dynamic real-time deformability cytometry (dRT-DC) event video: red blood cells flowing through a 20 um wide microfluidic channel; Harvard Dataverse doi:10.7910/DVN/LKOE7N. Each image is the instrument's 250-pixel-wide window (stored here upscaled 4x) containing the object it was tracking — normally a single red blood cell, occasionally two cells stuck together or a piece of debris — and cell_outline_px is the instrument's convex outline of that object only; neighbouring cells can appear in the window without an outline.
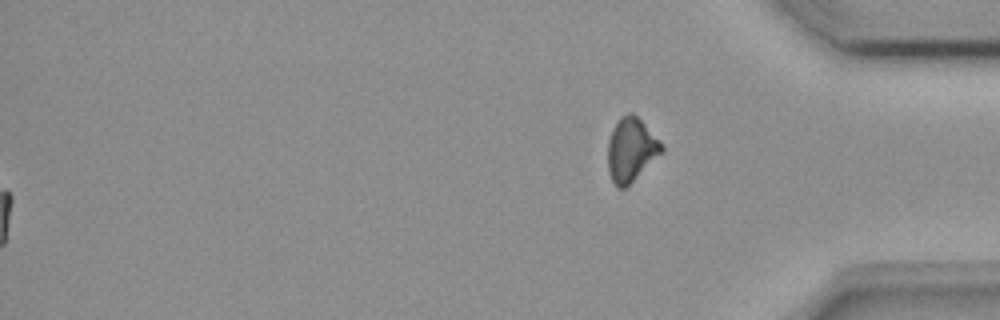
{"species": "common noctule bat (a hibernating species)", "species_latin": "Nyctalus noctula", "temperature_condition": "room temperature", "stored_images_in_passage": 43, "segment_of_instrument_passage": [2, 2], "camera_frame_rate_fps": 3000, "um_per_image_px": 0.085, "animal": {"sex": "female", "body_mass_g": 18.4}, "frame": {"image": 1, "passage_image": 43, "time_ms": 14.0, "image_size_px": [1000, 320], "cell_outline_px": [[664, 152], [624, 188], [616, 188], [608, 172], [608, 140], [612, 128], [620, 116], [628, 112], [632, 112], [660, 140], [664, 148]], "centroid_in_image_um": [53.63, 12.71], "position_along_channel_um": 381.6, "area_um2": 20.0}}